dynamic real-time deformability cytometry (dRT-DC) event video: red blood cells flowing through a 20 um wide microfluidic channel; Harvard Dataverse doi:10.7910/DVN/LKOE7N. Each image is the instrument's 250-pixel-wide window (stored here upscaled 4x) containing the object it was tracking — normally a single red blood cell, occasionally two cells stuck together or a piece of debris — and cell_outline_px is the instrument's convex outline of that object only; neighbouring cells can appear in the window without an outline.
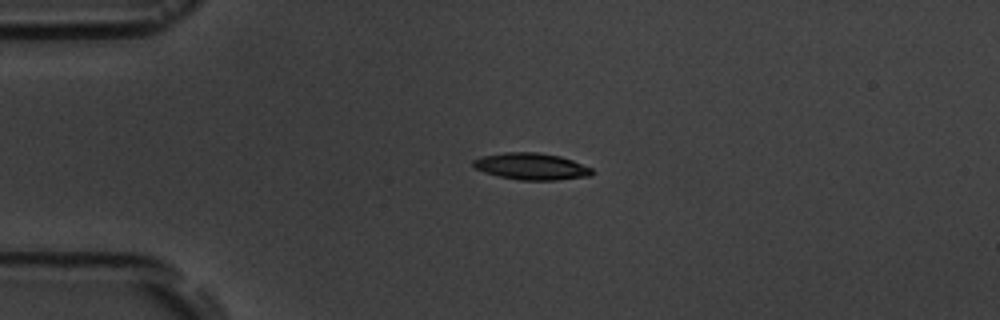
{"species": "common noctule bat (a hibernating species)", "species_latin": "Nyctalus noctula", "temperature_condition": "room temperature", "stored_images_in_passage": 4, "camera_frame_rate_fps": 3000, "um_per_image_px": 0.085, "animal": {"sex": "male", "body_mass_g": 19.5, "forearm_length_mm": 54.6}, "frame": {"image": 1, "passage_image": 3, "time_ms": 2.667, "image_size_px": [1000, 320], "cell_outline_px": [[596, 172], [592, 176], [556, 180], [520, 180], [500, 176], [484, 172], [476, 168], [472, 164], [472, 160], [480, 156], [504, 152], [536, 152], [560, 156], [572, 160], [592, 168]], "centroid_in_image_um": [45.19, 14.14], "position_along_channel_um": 39.8, "area_um2": 18.61}}
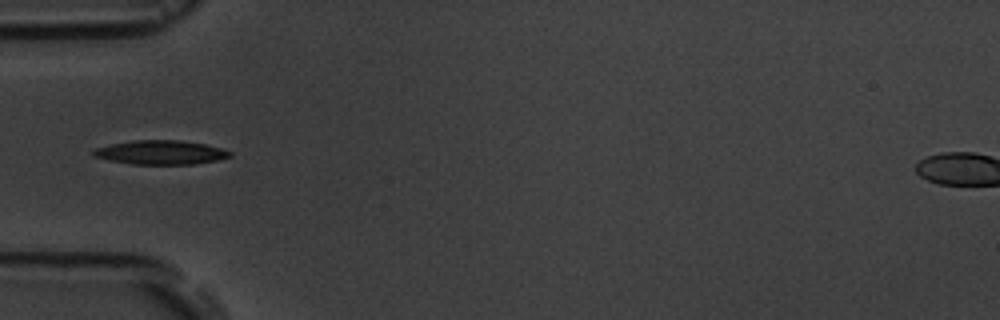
{"frame": {"image": 2, "passage_image": 4, "time_ms": 4.333, "image_size_px": [1000, 320], "cell_outline_px": [[232, 156], [216, 160], [196, 164], [132, 164], [108, 160], [92, 156], [92, 148], [132, 140], [180, 140], [204, 144], [220, 148], [232, 152]], "centroid_in_image_um": [13.61, 12.95], "position_along_channel_um": 71.4, "area_um2": 19.19}}